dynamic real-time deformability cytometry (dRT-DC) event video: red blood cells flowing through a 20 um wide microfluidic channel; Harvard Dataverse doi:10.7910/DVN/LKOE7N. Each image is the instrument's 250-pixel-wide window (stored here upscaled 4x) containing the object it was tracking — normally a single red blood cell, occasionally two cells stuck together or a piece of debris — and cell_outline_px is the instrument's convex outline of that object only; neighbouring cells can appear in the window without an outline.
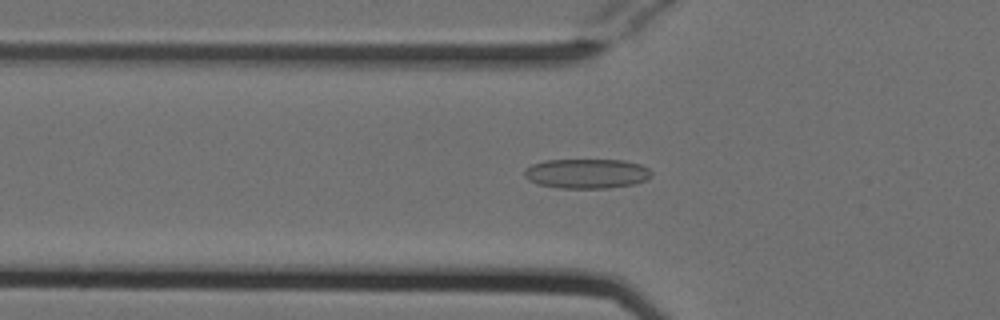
{"species": "Egyptian fruit bat (a non-hibernating species)", "species_latin": "Rousettus aegyptiacus", "temperature_condition": "cold", "stored_images_in_passage": 51, "camera_frame_rate_fps": 3000, "um_per_image_px": 0.085, "animal": {"sex": "female"}, "frame": {"image": 1, "passage_image": 18, "time_ms": 5.667, "image_size_px": [1000, 320], "cell_outline_px": [[652, 176], [648, 180], [632, 184], [608, 188], [560, 188], [536, 184], [528, 180], [524, 176], [524, 168], [532, 164], [544, 160], [624, 160], [640, 164], [648, 168], [652, 172]], "centroid_in_image_um": [49.85, 14.75], "position_along_channel_um": 75.9, "area_um2": 22.2}}
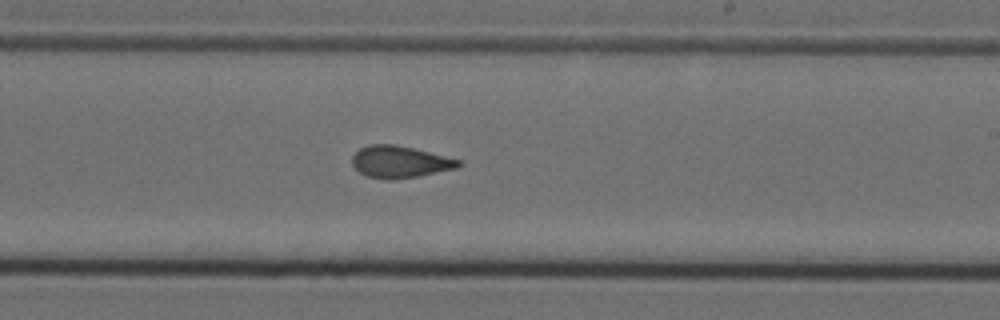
{"frame": {"image": 2, "passage_image": 32, "time_ms": 10.333, "image_size_px": [1000, 320], "cell_outline_px": [[460, 164], [456, 168], [416, 176], [392, 180], [388, 180], [368, 176], [360, 172], [352, 164], [352, 156], [360, 148], [368, 144], [396, 144], [460, 160]], "centroid_in_image_um": [33.93, 13.75], "position_along_channel_um": 255.1, "area_um2": 19.42}}
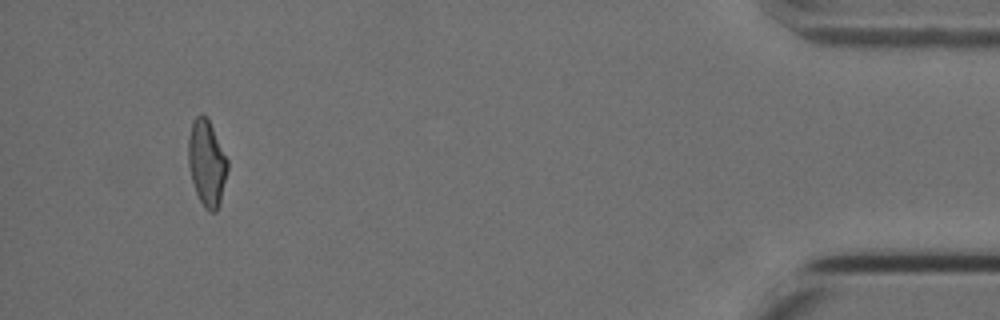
{"frame": {"image": 3, "passage_image": 50, "time_ms": 16.333, "image_size_px": [1000, 320], "cell_outline_px": [[228, 168], [220, 200], [216, 212], [208, 212], [204, 208], [196, 192], [192, 180], [188, 164], [188, 136], [192, 120], [200, 112], [208, 120], [228, 160]], "centroid_in_image_um": [17.55, 13.85], "position_along_channel_um": 417.6, "area_um2": 19.48}}